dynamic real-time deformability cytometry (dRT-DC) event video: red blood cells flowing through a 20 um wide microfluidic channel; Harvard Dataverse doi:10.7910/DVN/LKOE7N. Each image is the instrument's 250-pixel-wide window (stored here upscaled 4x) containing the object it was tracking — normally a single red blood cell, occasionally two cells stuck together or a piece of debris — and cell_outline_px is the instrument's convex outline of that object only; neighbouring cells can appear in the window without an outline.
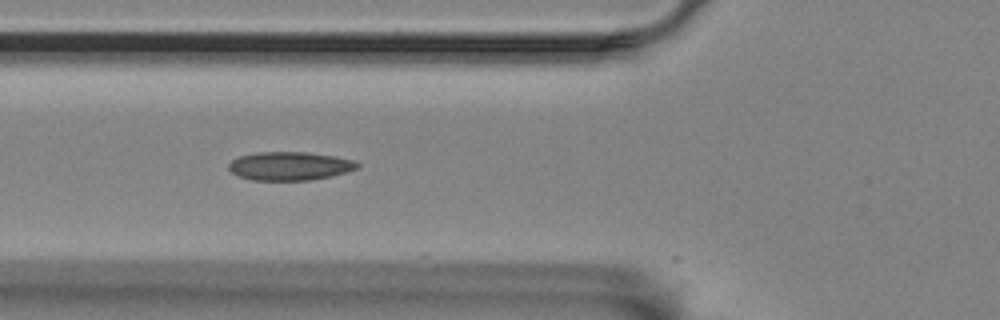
{"species": "Egyptian fruit bat (a non-hibernating species)", "species_latin": "Rousettus aegyptiacus", "temperature_condition": "room temperature", "stored_images_in_passage": 39, "camera_frame_rate_fps": 3000, "um_per_image_px": 0.085, "animal": {"sex": "female"}, "frame": {"image": 1, "passage_image": 8, "time_ms": 2.333, "image_size_px": [1000, 320], "cell_outline_px": [[360, 164], [356, 168], [332, 176], [308, 180], [252, 180], [236, 176], [228, 168], [228, 164], [232, 160], [240, 156], [256, 152], [308, 152], [336, 156], [356, 160]], "centroid_in_image_um": [24.61, 14.1], "position_along_channel_um": 101.2, "area_um2": 21.44}}
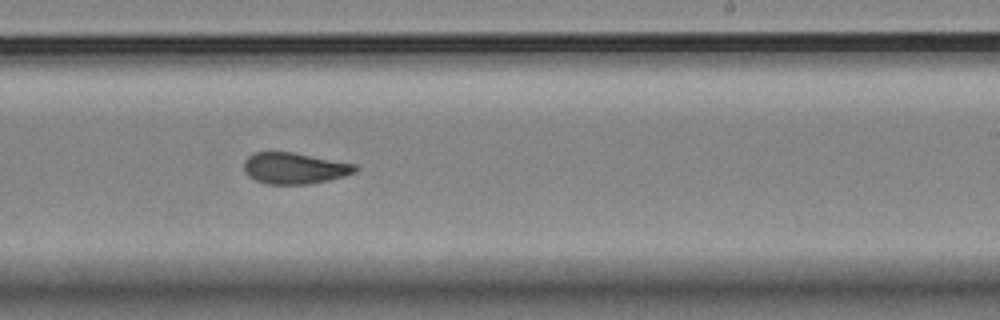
{"frame": {"image": 2, "passage_image": 22, "time_ms": 7.0, "image_size_px": [1000, 320], "cell_outline_px": [[360, 168], [356, 172], [344, 176], [312, 184], [268, 184], [256, 180], [248, 176], [244, 172], [244, 160], [248, 156], [256, 152], [292, 152], [356, 164]], "centroid_in_image_um": [25.04, 14.3], "position_along_channel_um": 264.0, "area_um2": 20.35}}
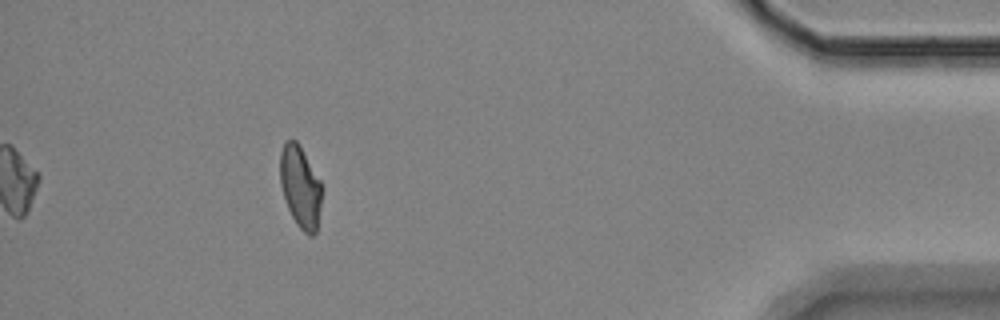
{"frame": {"image": 3, "passage_image": 39, "time_ms": 12.667, "image_size_px": [1000, 320], "cell_outline_px": [[320, 204], [316, 232], [312, 236], [308, 236], [296, 224], [288, 208], [280, 184], [280, 152], [284, 144], [288, 140], [296, 140], [300, 144], [320, 180]], "centroid_in_image_um": [25.51, 15.87], "position_along_channel_um": 409.7, "area_um2": 19.65}, "authors_computed_cell_mechanics": {"area_um2": 20.2878, "velocity_mm_per_s": 3.4788, "shape_relaxation_time_tau1_ms": null, "shape_relaxation_time_tau2_ms": 2.0067, "deformation_change_tau1": null, "deformation_change_tau2": 0.0616}}